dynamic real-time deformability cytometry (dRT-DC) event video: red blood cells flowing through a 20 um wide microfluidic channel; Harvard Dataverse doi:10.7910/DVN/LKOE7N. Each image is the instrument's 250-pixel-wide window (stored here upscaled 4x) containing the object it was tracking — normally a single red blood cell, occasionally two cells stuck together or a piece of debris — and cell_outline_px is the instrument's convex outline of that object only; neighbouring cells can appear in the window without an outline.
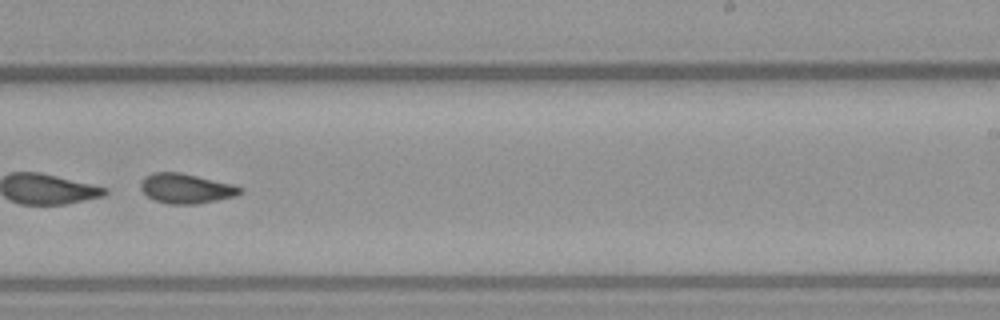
{"species": "common noctule bat (a hibernating species)", "species_latin": "Nyctalus noctula", "temperature_condition": "warm", "stored_images_in_passage": 53, "segment_of_instrument_passage": [2, 2], "camera_frame_rate_fps": 3000, "um_per_image_px": 0.085, "animal": {"sex": "female", "body_mass_g": 21.9}, "frame": {"image": 1, "passage_image": 34, "time_ms": 11.0, "image_size_px": [1000, 320], "cell_outline_px": [[244, 192], [236, 196], [196, 204], [168, 204], [152, 200], [140, 188], [140, 184], [144, 176], [152, 172], [180, 172], [232, 184], [244, 188]], "centroid_in_image_um": [15.81, 16.02], "position_along_channel_um": 273.2, "area_um2": 17.4}}